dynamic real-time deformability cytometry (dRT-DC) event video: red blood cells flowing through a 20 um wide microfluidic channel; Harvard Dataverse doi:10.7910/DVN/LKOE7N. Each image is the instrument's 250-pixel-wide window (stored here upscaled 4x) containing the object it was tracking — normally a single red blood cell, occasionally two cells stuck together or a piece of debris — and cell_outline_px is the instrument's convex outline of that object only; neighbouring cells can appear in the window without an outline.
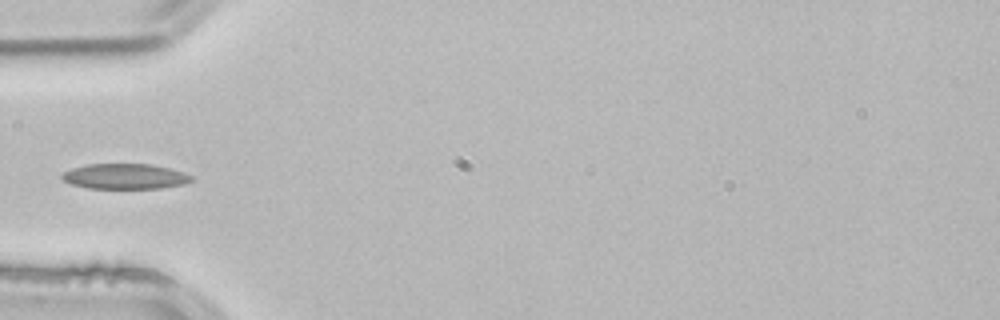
{"species": "common noctule bat (a hibernating species)", "species_latin": "Nyctalus noctula", "temperature_condition": "room temperature", "stored_images_in_passage": 3, "camera_frame_rate_fps": 3000, "um_per_image_px": 0.085, "animal": {"sex": "male", "body_mass_g": 21.5, "forearm_length_mm": 52.0}, "frame": {"image": 1, "passage_image": 3, "time_ms": 0.667, "image_size_px": [1000, 320], "cell_outline_px": [[192, 180], [184, 184], [160, 188], [88, 188], [72, 184], [64, 180], [60, 176], [64, 172], [72, 168], [88, 164], [152, 164], [184, 172], [192, 176]], "centroid_in_image_um": [10.63, 14.99], "position_along_channel_um": 74.4, "area_um2": 18.96}}